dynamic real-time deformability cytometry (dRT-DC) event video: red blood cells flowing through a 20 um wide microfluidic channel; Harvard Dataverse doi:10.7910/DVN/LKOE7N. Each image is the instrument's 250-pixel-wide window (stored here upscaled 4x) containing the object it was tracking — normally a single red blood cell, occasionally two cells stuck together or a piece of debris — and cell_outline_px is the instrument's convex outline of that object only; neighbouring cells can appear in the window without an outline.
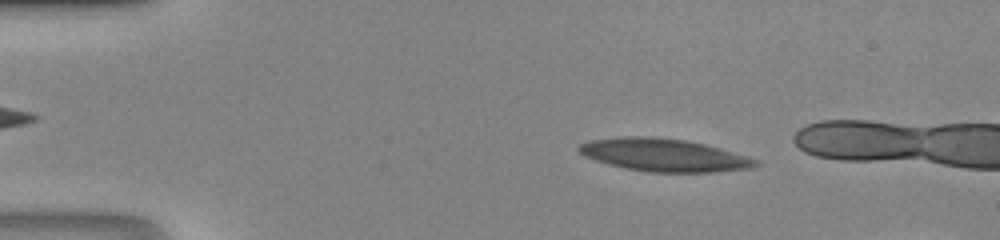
{"species": "human", "species_latin": "Homo sapiens", "temperature_condition": "room temperature", "stored_images_in_passage": 41, "camera_frame_rate_fps": 3000, "um_per_image_px": 0.085, "donor": {"sex": "male"}, "frame": {"image": 1, "passage_image": 7, "time_ms": 2.0, "image_size_px": [1000, 240], "cell_outline_px": [[760, 164], [752, 168], [712, 172], [648, 172], [624, 168], [608, 164], [584, 156], [576, 148], [580, 144], [588, 140], [624, 136], [644, 136], [684, 140], [704, 144], [720, 148], [748, 156], [760, 160]], "centroid_in_image_um": [56.44, 13.18], "position_along_channel_um": 28.6, "area_um2": 33.76}}
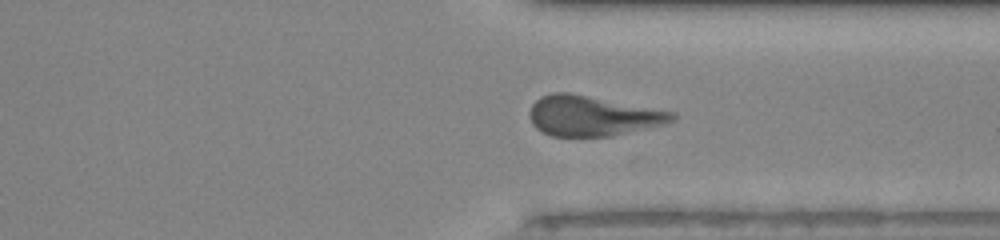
{"frame": {"image": 2, "passage_image": 34, "time_ms": 11.0, "image_size_px": [1000, 240], "cell_outline_px": [[676, 120], [668, 124], [612, 136], [552, 136], [536, 128], [532, 124], [528, 112], [532, 104], [540, 96], [552, 92], [568, 92], [676, 112]], "centroid_in_image_um": [50.39, 9.85], "position_along_channel_um": 361.0, "area_um2": 33.64}}
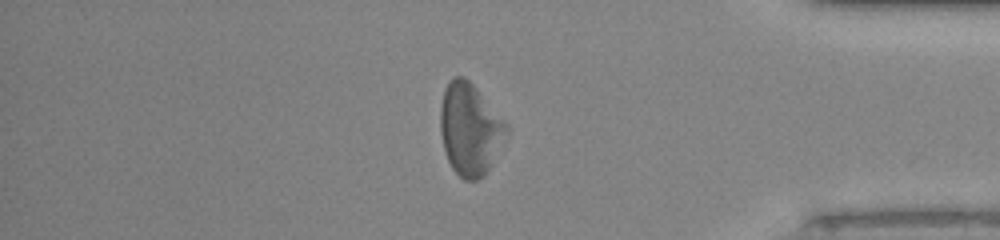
{"frame": {"image": 3, "passage_image": 38, "time_ms": 12.333, "image_size_px": [1000, 240], "cell_outline_px": [[508, 132], [484, 176], [476, 180], [464, 180], [452, 168], [448, 160], [444, 148], [440, 132], [440, 104], [444, 88], [448, 80], [452, 76], [464, 76], [476, 88], [508, 124]], "centroid_in_image_um": [39.91, 10.95], "position_along_channel_um": 395.3, "area_um2": 35.26}}